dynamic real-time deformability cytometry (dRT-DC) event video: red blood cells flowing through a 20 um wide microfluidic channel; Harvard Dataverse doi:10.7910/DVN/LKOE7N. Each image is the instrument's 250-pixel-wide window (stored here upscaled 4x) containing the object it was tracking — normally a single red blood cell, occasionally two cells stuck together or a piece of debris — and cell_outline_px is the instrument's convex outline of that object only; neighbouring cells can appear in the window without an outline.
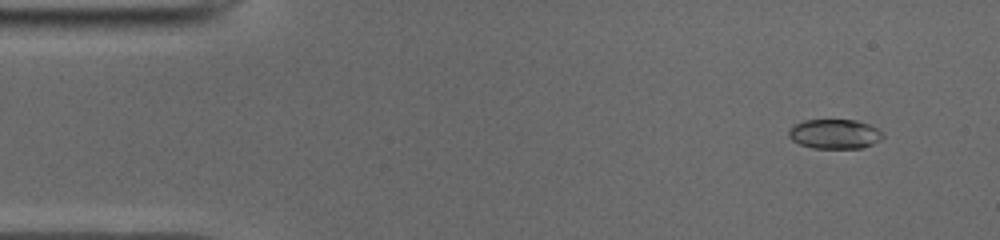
{"species": "common noctule bat (a hibernating species)", "species_latin": "Nyctalus noctula", "temperature_condition": "cold", "stored_images_in_passage": 50, "camera_frame_rate_fps": 3000, "um_per_image_px": 0.085, "animal": {"sex": "male", "body_mass_g": 19.0, "forearm_length_mm": 50.8}, "frame": {"image": 1, "passage_image": 4, "time_ms": 1.0, "image_size_px": [1000, 240], "cell_outline_px": [[884, 136], [880, 140], [872, 144], [860, 148], [812, 148], [800, 144], [792, 140], [788, 136], [788, 132], [792, 124], [804, 120], [856, 120], [868, 124], [884, 132]], "centroid_in_image_um": [70.93, 11.38], "position_along_channel_um": 14.1, "area_um2": 16.3}}
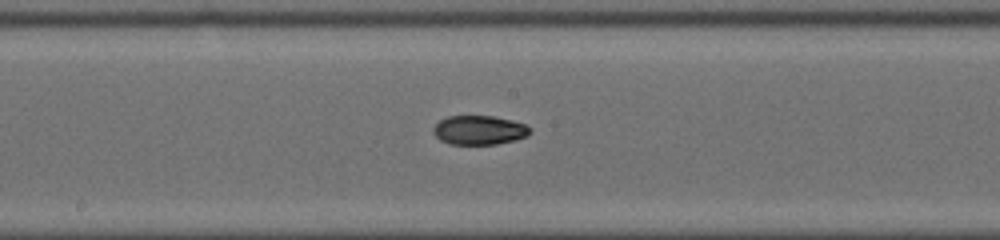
{"frame": {"image": 2, "passage_image": 26, "time_ms": 8.333, "image_size_px": [1000, 240], "cell_outline_px": [[532, 132], [528, 136], [516, 140], [496, 144], [448, 144], [440, 140], [432, 132], [432, 128], [440, 120], [448, 116], [492, 116], [512, 120], [524, 124], [532, 128]], "centroid_in_image_um": [40.75, 11.06], "position_along_channel_um": 207.5, "area_um2": 16.59}}
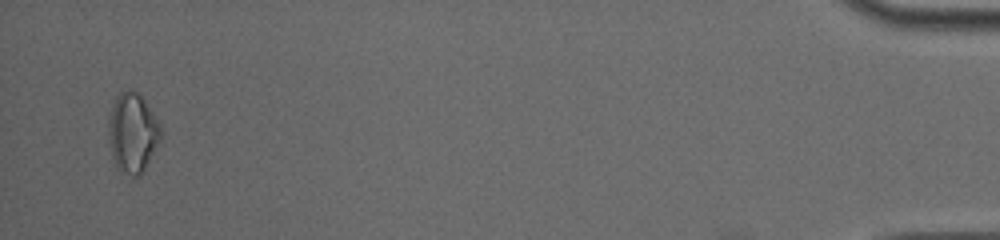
{"frame": {"image": 3, "passage_image": 49, "time_ms": 16.0, "image_size_px": [1000, 240], "cell_outline_px": [[164, 132], [160, 140], [140, 176], [132, 176], [120, 172], [112, 156], [108, 132], [108, 116], [112, 104], [116, 96], [120, 92], [136, 92], [144, 100], [164, 128]], "centroid_in_image_um": [11.28, 11.29], "position_along_channel_um": 423.9, "area_um2": 24.22}, "authors_computed_cell_mechanics": {"area_um2": 16.5019, "velocity_mm_per_s": 3.9641, "shape_relaxation_time_tau1_ms": null, "shape_relaxation_time_tau2_ms": 3.4543, "deformation_change_tau1": null, "deformation_change_tau2": 0.0665}}